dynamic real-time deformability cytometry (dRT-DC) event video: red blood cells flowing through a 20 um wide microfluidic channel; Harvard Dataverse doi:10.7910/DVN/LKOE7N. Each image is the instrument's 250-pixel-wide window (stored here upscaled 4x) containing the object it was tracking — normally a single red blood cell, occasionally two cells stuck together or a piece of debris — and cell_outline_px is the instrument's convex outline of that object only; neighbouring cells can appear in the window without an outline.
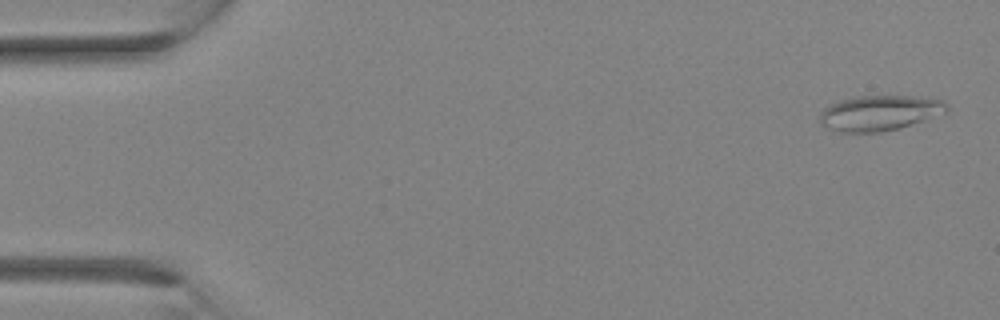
{"species": "Egyptian fruit bat (a non-hibernating species)", "species_latin": "Rousettus aegyptiacus", "temperature_condition": "room temperature", "stored_images_in_passage": 10, "camera_frame_rate_fps": 3000, "um_per_image_px": 0.085, "animal": {"sex": "female"}, "frame": {"image": 1, "passage_image": 1, "time_ms": 0.0, "image_size_px": [1000, 320], "cell_outline_px": [[948, 112], [900, 128], [880, 132], [840, 132], [820, 124], [820, 112], [828, 104], [852, 96], [912, 96], [944, 100], [948, 104]], "centroid_in_image_um": [74.76, 9.59], "position_along_channel_um": 10.2, "area_um2": 26.24}}